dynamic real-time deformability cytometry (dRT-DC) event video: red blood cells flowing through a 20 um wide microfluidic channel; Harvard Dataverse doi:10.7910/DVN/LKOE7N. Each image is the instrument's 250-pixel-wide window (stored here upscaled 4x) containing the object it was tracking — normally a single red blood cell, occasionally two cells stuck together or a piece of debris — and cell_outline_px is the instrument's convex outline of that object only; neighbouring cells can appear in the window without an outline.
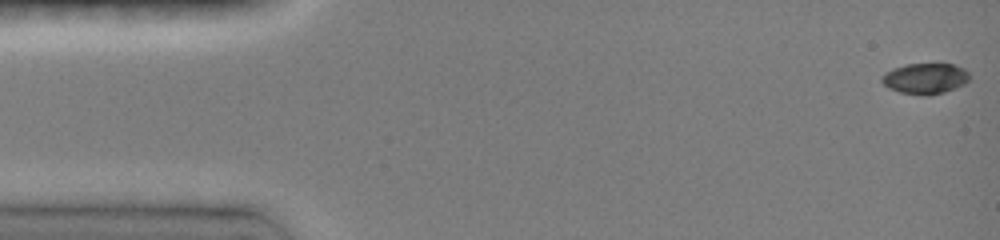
{"species": "common noctule bat (a hibernating species)", "species_latin": "Nyctalus noctula", "temperature_condition": "room temperature", "stored_images_in_passage": 8, "camera_frame_rate_fps": 3000, "um_per_image_px": 0.085, "animal": {"sex": "female", "body_mass_g": 19.0, "forearm_length_mm": 51.5}, "frame": {"image": 1, "passage_image": 1, "time_ms": 0.0, "image_size_px": [1000, 240], "cell_outline_px": [[972, 76], [964, 84], [944, 92], [928, 96], [900, 92], [888, 88], [880, 80], [880, 76], [884, 72], [892, 68], [904, 64], [952, 64], [964, 68]], "centroid_in_image_um": [78.62, 6.66], "position_along_channel_um": 6.4, "area_um2": 15.9}}